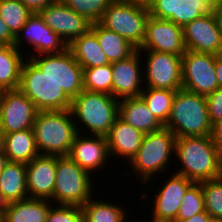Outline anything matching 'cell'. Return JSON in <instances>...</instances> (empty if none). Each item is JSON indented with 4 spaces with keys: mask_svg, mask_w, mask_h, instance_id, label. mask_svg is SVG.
<instances>
[{
    "mask_svg": "<svg viewBox=\"0 0 222 222\" xmlns=\"http://www.w3.org/2000/svg\"><path fill=\"white\" fill-rule=\"evenodd\" d=\"M174 152L183 165L175 173L194 182L220 178L222 154L211 135L176 138Z\"/></svg>",
    "mask_w": 222,
    "mask_h": 222,
    "instance_id": "cell-1",
    "label": "cell"
},
{
    "mask_svg": "<svg viewBox=\"0 0 222 222\" xmlns=\"http://www.w3.org/2000/svg\"><path fill=\"white\" fill-rule=\"evenodd\" d=\"M71 110L39 111L33 132L40 155L68 156L78 133Z\"/></svg>",
    "mask_w": 222,
    "mask_h": 222,
    "instance_id": "cell-2",
    "label": "cell"
},
{
    "mask_svg": "<svg viewBox=\"0 0 222 222\" xmlns=\"http://www.w3.org/2000/svg\"><path fill=\"white\" fill-rule=\"evenodd\" d=\"M176 138L210 136L212 124L209 120L206 96L184 89L176 91L170 117L164 126Z\"/></svg>",
    "mask_w": 222,
    "mask_h": 222,
    "instance_id": "cell-3",
    "label": "cell"
},
{
    "mask_svg": "<svg viewBox=\"0 0 222 222\" xmlns=\"http://www.w3.org/2000/svg\"><path fill=\"white\" fill-rule=\"evenodd\" d=\"M70 110L92 136H106L119 115V100L106 93L82 90L71 100Z\"/></svg>",
    "mask_w": 222,
    "mask_h": 222,
    "instance_id": "cell-4",
    "label": "cell"
},
{
    "mask_svg": "<svg viewBox=\"0 0 222 222\" xmlns=\"http://www.w3.org/2000/svg\"><path fill=\"white\" fill-rule=\"evenodd\" d=\"M175 141V134L166 127L144 134L140 148L130 160V167L141 177L142 183L152 179L154 173L159 174L168 168L170 157L175 153Z\"/></svg>",
    "mask_w": 222,
    "mask_h": 222,
    "instance_id": "cell-5",
    "label": "cell"
},
{
    "mask_svg": "<svg viewBox=\"0 0 222 222\" xmlns=\"http://www.w3.org/2000/svg\"><path fill=\"white\" fill-rule=\"evenodd\" d=\"M27 60L22 65L18 89L33 102L38 111L69 110L71 99L60 86Z\"/></svg>",
    "mask_w": 222,
    "mask_h": 222,
    "instance_id": "cell-6",
    "label": "cell"
},
{
    "mask_svg": "<svg viewBox=\"0 0 222 222\" xmlns=\"http://www.w3.org/2000/svg\"><path fill=\"white\" fill-rule=\"evenodd\" d=\"M149 17L147 7L114 0L105 10L99 23L122 36L138 50L144 42Z\"/></svg>",
    "mask_w": 222,
    "mask_h": 222,
    "instance_id": "cell-7",
    "label": "cell"
},
{
    "mask_svg": "<svg viewBox=\"0 0 222 222\" xmlns=\"http://www.w3.org/2000/svg\"><path fill=\"white\" fill-rule=\"evenodd\" d=\"M91 179L89 172L69 156H56L53 201L58 205L83 206L92 198Z\"/></svg>",
    "mask_w": 222,
    "mask_h": 222,
    "instance_id": "cell-8",
    "label": "cell"
},
{
    "mask_svg": "<svg viewBox=\"0 0 222 222\" xmlns=\"http://www.w3.org/2000/svg\"><path fill=\"white\" fill-rule=\"evenodd\" d=\"M42 56V57H41ZM30 61L72 100L83 88V68L69 49L61 53L30 56Z\"/></svg>",
    "mask_w": 222,
    "mask_h": 222,
    "instance_id": "cell-9",
    "label": "cell"
},
{
    "mask_svg": "<svg viewBox=\"0 0 222 222\" xmlns=\"http://www.w3.org/2000/svg\"><path fill=\"white\" fill-rule=\"evenodd\" d=\"M215 57L186 50L182 55V89L203 96L218 89Z\"/></svg>",
    "mask_w": 222,
    "mask_h": 222,
    "instance_id": "cell-10",
    "label": "cell"
},
{
    "mask_svg": "<svg viewBox=\"0 0 222 222\" xmlns=\"http://www.w3.org/2000/svg\"><path fill=\"white\" fill-rule=\"evenodd\" d=\"M38 109L19 89L0 96V128L3 133L32 129Z\"/></svg>",
    "mask_w": 222,
    "mask_h": 222,
    "instance_id": "cell-11",
    "label": "cell"
},
{
    "mask_svg": "<svg viewBox=\"0 0 222 222\" xmlns=\"http://www.w3.org/2000/svg\"><path fill=\"white\" fill-rule=\"evenodd\" d=\"M147 52L146 87L177 91L182 89V56L157 51Z\"/></svg>",
    "mask_w": 222,
    "mask_h": 222,
    "instance_id": "cell-12",
    "label": "cell"
},
{
    "mask_svg": "<svg viewBox=\"0 0 222 222\" xmlns=\"http://www.w3.org/2000/svg\"><path fill=\"white\" fill-rule=\"evenodd\" d=\"M45 24L57 33L67 45L73 40L87 33L92 23L67 7L61 0H57L39 12Z\"/></svg>",
    "mask_w": 222,
    "mask_h": 222,
    "instance_id": "cell-13",
    "label": "cell"
},
{
    "mask_svg": "<svg viewBox=\"0 0 222 222\" xmlns=\"http://www.w3.org/2000/svg\"><path fill=\"white\" fill-rule=\"evenodd\" d=\"M186 50L197 53L222 54V29L215 15L201 16L183 27Z\"/></svg>",
    "mask_w": 222,
    "mask_h": 222,
    "instance_id": "cell-14",
    "label": "cell"
},
{
    "mask_svg": "<svg viewBox=\"0 0 222 222\" xmlns=\"http://www.w3.org/2000/svg\"><path fill=\"white\" fill-rule=\"evenodd\" d=\"M138 50L182 56L186 51L183 42V27L172 21L150 16L146 24L144 42Z\"/></svg>",
    "mask_w": 222,
    "mask_h": 222,
    "instance_id": "cell-15",
    "label": "cell"
},
{
    "mask_svg": "<svg viewBox=\"0 0 222 222\" xmlns=\"http://www.w3.org/2000/svg\"><path fill=\"white\" fill-rule=\"evenodd\" d=\"M21 33H24L21 35ZM24 38L28 40L29 44H32L34 50L38 54H52L61 53L68 49V45L65 41L52 29H50L39 15V13H33L26 24L21 28L19 34L15 37L14 45L20 50L24 45ZM23 43V44H22Z\"/></svg>",
    "mask_w": 222,
    "mask_h": 222,
    "instance_id": "cell-16",
    "label": "cell"
},
{
    "mask_svg": "<svg viewBox=\"0 0 222 222\" xmlns=\"http://www.w3.org/2000/svg\"><path fill=\"white\" fill-rule=\"evenodd\" d=\"M164 183L161 190L155 194L152 220L174 222L177 219L182 199L194 181L175 173Z\"/></svg>",
    "mask_w": 222,
    "mask_h": 222,
    "instance_id": "cell-17",
    "label": "cell"
},
{
    "mask_svg": "<svg viewBox=\"0 0 222 222\" xmlns=\"http://www.w3.org/2000/svg\"><path fill=\"white\" fill-rule=\"evenodd\" d=\"M140 56V51L136 50L127 59L111 63L112 96L114 98L120 100V98L140 97L143 90L141 73L145 71L140 68Z\"/></svg>",
    "mask_w": 222,
    "mask_h": 222,
    "instance_id": "cell-18",
    "label": "cell"
},
{
    "mask_svg": "<svg viewBox=\"0 0 222 222\" xmlns=\"http://www.w3.org/2000/svg\"><path fill=\"white\" fill-rule=\"evenodd\" d=\"M56 176V156L39 155L26 164V187L29 198L51 199Z\"/></svg>",
    "mask_w": 222,
    "mask_h": 222,
    "instance_id": "cell-19",
    "label": "cell"
},
{
    "mask_svg": "<svg viewBox=\"0 0 222 222\" xmlns=\"http://www.w3.org/2000/svg\"><path fill=\"white\" fill-rule=\"evenodd\" d=\"M68 156L91 175L111 157L105 136L89 138L82 137L80 133L75 137Z\"/></svg>",
    "mask_w": 222,
    "mask_h": 222,
    "instance_id": "cell-20",
    "label": "cell"
},
{
    "mask_svg": "<svg viewBox=\"0 0 222 222\" xmlns=\"http://www.w3.org/2000/svg\"><path fill=\"white\" fill-rule=\"evenodd\" d=\"M105 137L110 155L126 157V162H130L140 148L144 134L118 116Z\"/></svg>",
    "mask_w": 222,
    "mask_h": 222,
    "instance_id": "cell-21",
    "label": "cell"
},
{
    "mask_svg": "<svg viewBox=\"0 0 222 222\" xmlns=\"http://www.w3.org/2000/svg\"><path fill=\"white\" fill-rule=\"evenodd\" d=\"M118 116L143 134H149L164 127L141 97L119 100Z\"/></svg>",
    "mask_w": 222,
    "mask_h": 222,
    "instance_id": "cell-22",
    "label": "cell"
},
{
    "mask_svg": "<svg viewBox=\"0 0 222 222\" xmlns=\"http://www.w3.org/2000/svg\"><path fill=\"white\" fill-rule=\"evenodd\" d=\"M3 150L9 162L23 164L40 155L33 129L4 133Z\"/></svg>",
    "mask_w": 222,
    "mask_h": 222,
    "instance_id": "cell-23",
    "label": "cell"
},
{
    "mask_svg": "<svg viewBox=\"0 0 222 222\" xmlns=\"http://www.w3.org/2000/svg\"><path fill=\"white\" fill-rule=\"evenodd\" d=\"M68 49L83 69L111 64L91 29L73 40Z\"/></svg>",
    "mask_w": 222,
    "mask_h": 222,
    "instance_id": "cell-24",
    "label": "cell"
},
{
    "mask_svg": "<svg viewBox=\"0 0 222 222\" xmlns=\"http://www.w3.org/2000/svg\"><path fill=\"white\" fill-rule=\"evenodd\" d=\"M49 201L27 198L10 202L3 213L4 222H45L51 208Z\"/></svg>",
    "mask_w": 222,
    "mask_h": 222,
    "instance_id": "cell-25",
    "label": "cell"
},
{
    "mask_svg": "<svg viewBox=\"0 0 222 222\" xmlns=\"http://www.w3.org/2000/svg\"><path fill=\"white\" fill-rule=\"evenodd\" d=\"M0 191L7 203L29 198L26 187V164H6L0 172Z\"/></svg>",
    "mask_w": 222,
    "mask_h": 222,
    "instance_id": "cell-26",
    "label": "cell"
},
{
    "mask_svg": "<svg viewBox=\"0 0 222 222\" xmlns=\"http://www.w3.org/2000/svg\"><path fill=\"white\" fill-rule=\"evenodd\" d=\"M15 45H0V88L17 90L20 84L23 55Z\"/></svg>",
    "mask_w": 222,
    "mask_h": 222,
    "instance_id": "cell-27",
    "label": "cell"
},
{
    "mask_svg": "<svg viewBox=\"0 0 222 222\" xmlns=\"http://www.w3.org/2000/svg\"><path fill=\"white\" fill-rule=\"evenodd\" d=\"M99 45L110 63L127 59L137 49L119 34L103 27L99 22L91 25Z\"/></svg>",
    "mask_w": 222,
    "mask_h": 222,
    "instance_id": "cell-28",
    "label": "cell"
},
{
    "mask_svg": "<svg viewBox=\"0 0 222 222\" xmlns=\"http://www.w3.org/2000/svg\"><path fill=\"white\" fill-rule=\"evenodd\" d=\"M143 89L140 97L147 104L149 110L157 120L165 126L171 114L176 91L152 87Z\"/></svg>",
    "mask_w": 222,
    "mask_h": 222,
    "instance_id": "cell-29",
    "label": "cell"
},
{
    "mask_svg": "<svg viewBox=\"0 0 222 222\" xmlns=\"http://www.w3.org/2000/svg\"><path fill=\"white\" fill-rule=\"evenodd\" d=\"M82 213L83 222H125L127 215L121 206L93 198L82 206Z\"/></svg>",
    "mask_w": 222,
    "mask_h": 222,
    "instance_id": "cell-30",
    "label": "cell"
},
{
    "mask_svg": "<svg viewBox=\"0 0 222 222\" xmlns=\"http://www.w3.org/2000/svg\"><path fill=\"white\" fill-rule=\"evenodd\" d=\"M32 14L20 0H0V17L15 37Z\"/></svg>",
    "mask_w": 222,
    "mask_h": 222,
    "instance_id": "cell-31",
    "label": "cell"
},
{
    "mask_svg": "<svg viewBox=\"0 0 222 222\" xmlns=\"http://www.w3.org/2000/svg\"><path fill=\"white\" fill-rule=\"evenodd\" d=\"M112 65L83 69V88L89 92L112 95Z\"/></svg>",
    "mask_w": 222,
    "mask_h": 222,
    "instance_id": "cell-32",
    "label": "cell"
},
{
    "mask_svg": "<svg viewBox=\"0 0 222 222\" xmlns=\"http://www.w3.org/2000/svg\"><path fill=\"white\" fill-rule=\"evenodd\" d=\"M216 5L217 0H183L179 9V26L184 27L201 16L215 15Z\"/></svg>",
    "mask_w": 222,
    "mask_h": 222,
    "instance_id": "cell-33",
    "label": "cell"
},
{
    "mask_svg": "<svg viewBox=\"0 0 222 222\" xmlns=\"http://www.w3.org/2000/svg\"><path fill=\"white\" fill-rule=\"evenodd\" d=\"M67 7L92 24L98 23L105 10L114 0H61Z\"/></svg>",
    "mask_w": 222,
    "mask_h": 222,
    "instance_id": "cell-34",
    "label": "cell"
},
{
    "mask_svg": "<svg viewBox=\"0 0 222 222\" xmlns=\"http://www.w3.org/2000/svg\"><path fill=\"white\" fill-rule=\"evenodd\" d=\"M205 210L202 182H194L186 191L176 220H186Z\"/></svg>",
    "mask_w": 222,
    "mask_h": 222,
    "instance_id": "cell-35",
    "label": "cell"
},
{
    "mask_svg": "<svg viewBox=\"0 0 222 222\" xmlns=\"http://www.w3.org/2000/svg\"><path fill=\"white\" fill-rule=\"evenodd\" d=\"M205 210L212 218H222V179L202 181Z\"/></svg>",
    "mask_w": 222,
    "mask_h": 222,
    "instance_id": "cell-36",
    "label": "cell"
},
{
    "mask_svg": "<svg viewBox=\"0 0 222 222\" xmlns=\"http://www.w3.org/2000/svg\"><path fill=\"white\" fill-rule=\"evenodd\" d=\"M183 0H154L149 6L150 16L157 19H166L179 25V9Z\"/></svg>",
    "mask_w": 222,
    "mask_h": 222,
    "instance_id": "cell-37",
    "label": "cell"
},
{
    "mask_svg": "<svg viewBox=\"0 0 222 222\" xmlns=\"http://www.w3.org/2000/svg\"><path fill=\"white\" fill-rule=\"evenodd\" d=\"M45 222H83L82 206L58 205L50 208Z\"/></svg>",
    "mask_w": 222,
    "mask_h": 222,
    "instance_id": "cell-38",
    "label": "cell"
},
{
    "mask_svg": "<svg viewBox=\"0 0 222 222\" xmlns=\"http://www.w3.org/2000/svg\"><path fill=\"white\" fill-rule=\"evenodd\" d=\"M208 115L211 124L222 119V88L216 89L214 92L206 96Z\"/></svg>",
    "mask_w": 222,
    "mask_h": 222,
    "instance_id": "cell-39",
    "label": "cell"
},
{
    "mask_svg": "<svg viewBox=\"0 0 222 222\" xmlns=\"http://www.w3.org/2000/svg\"><path fill=\"white\" fill-rule=\"evenodd\" d=\"M15 36L0 17V45H14Z\"/></svg>",
    "mask_w": 222,
    "mask_h": 222,
    "instance_id": "cell-40",
    "label": "cell"
},
{
    "mask_svg": "<svg viewBox=\"0 0 222 222\" xmlns=\"http://www.w3.org/2000/svg\"><path fill=\"white\" fill-rule=\"evenodd\" d=\"M211 137L213 139V143L222 154V119L212 125Z\"/></svg>",
    "mask_w": 222,
    "mask_h": 222,
    "instance_id": "cell-41",
    "label": "cell"
},
{
    "mask_svg": "<svg viewBox=\"0 0 222 222\" xmlns=\"http://www.w3.org/2000/svg\"><path fill=\"white\" fill-rule=\"evenodd\" d=\"M33 13H38L45 6L56 2L57 0H20Z\"/></svg>",
    "mask_w": 222,
    "mask_h": 222,
    "instance_id": "cell-42",
    "label": "cell"
},
{
    "mask_svg": "<svg viewBox=\"0 0 222 222\" xmlns=\"http://www.w3.org/2000/svg\"><path fill=\"white\" fill-rule=\"evenodd\" d=\"M211 218V215L206 210H204L199 214L193 215L189 219L175 220L174 222H209Z\"/></svg>",
    "mask_w": 222,
    "mask_h": 222,
    "instance_id": "cell-43",
    "label": "cell"
},
{
    "mask_svg": "<svg viewBox=\"0 0 222 222\" xmlns=\"http://www.w3.org/2000/svg\"><path fill=\"white\" fill-rule=\"evenodd\" d=\"M215 70L218 82V88H222V54L215 57Z\"/></svg>",
    "mask_w": 222,
    "mask_h": 222,
    "instance_id": "cell-44",
    "label": "cell"
},
{
    "mask_svg": "<svg viewBox=\"0 0 222 222\" xmlns=\"http://www.w3.org/2000/svg\"><path fill=\"white\" fill-rule=\"evenodd\" d=\"M215 16L220 25V28L222 29V0H217Z\"/></svg>",
    "mask_w": 222,
    "mask_h": 222,
    "instance_id": "cell-45",
    "label": "cell"
},
{
    "mask_svg": "<svg viewBox=\"0 0 222 222\" xmlns=\"http://www.w3.org/2000/svg\"><path fill=\"white\" fill-rule=\"evenodd\" d=\"M123 1L130 2L136 5H141L147 8H149V6L154 2V0H123Z\"/></svg>",
    "mask_w": 222,
    "mask_h": 222,
    "instance_id": "cell-46",
    "label": "cell"
},
{
    "mask_svg": "<svg viewBox=\"0 0 222 222\" xmlns=\"http://www.w3.org/2000/svg\"><path fill=\"white\" fill-rule=\"evenodd\" d=\"M8 158L4 153V150H0V172L8 163Z\"/></svg>",
    "mask_w": 222,
    "mask_h": 222,
    "instance_id": "cell-47",
    "label": "cell"
},
{
    "mask_svg": "<svg viewBox=\"0 0 222 222\" xmlns=\"http://www.w3.org/2000/svg\"><path fill=\"white\" fill-rule=\"evenodd\" d=\"M7 201L3 198L2 193L0 191V213H4L5 209L7 208Z\"/></svg>",
    "mask_w": 222,
    "mask_h": 222,
    "instance_id": "cell-48",
    "label": "cell"
},
{
    "mask_svg": "<svg viewBox=\"0 0 222 222\" xmlns=\"http://www.w3.org/2000/svg\"><path fill=\"white\" fill-rule=\"evenodd\" d=\"M3 141H4V133L3 130L0 128V150H3Z\"/></svg>",
    "mask_w": 222,
    "mask_h": 222,
    "instance_id": "cell-49",
    "label": "cell"
},
{
    "mask_svg": "<svg viewBox=\"0 0 222 222\" xmlns=\"http://www.w3.org/2000/svg\"><path fill=\"white\" fill-rule=\"evenodd\" d=\"M209 222H222V218H211Z\"/></svg>",
    "mask_w": 222,
    "mask_h": 222,
    "instance_id": "cell-50",
    "label": "cell"
},
{
    "mask_svg": "<svg viewBox=\"0 0 222 222\" xmlns=\"http://www.w3.org/2000/svg\"><path fill=\"white\" fill-rule=\"evenodd\" d=\"M0 222H4V215H3V213H0Z\"/></svg>",
    "mask_w": 222,
    "mask_h": 222,
    "instance_id": "cell-51",
    "label": "cell"
},
{
    "mask_svg": "<svg viewBox=\"0 0 222 222\" xmlns=\"http://www.w3.org/2000/svg\"><path fill=\"white\" fill-rule=\"evenodd\" d=\"M220 178L222 179V162H221Z\"/></svg>",
    "mask_w": 222,
    "mask_h": 222,
    "instance_id": "cell-52",
    "label": "cell"
},
{
    "mask_svg": "<svg viewBox=\"0 0 222 222\" xmlns=\"http://www.w3.org/2000/svg\"><path fill=\"white\" fill-rule=\"evenodd\" d=\"M3 90L0 88V96L2 95Z\"/></svg>",
    "mask_w": 222,
    "mask_h": 222,
    "instance_id": "cell-53",
    "label": "cell"
}]
</instances>
